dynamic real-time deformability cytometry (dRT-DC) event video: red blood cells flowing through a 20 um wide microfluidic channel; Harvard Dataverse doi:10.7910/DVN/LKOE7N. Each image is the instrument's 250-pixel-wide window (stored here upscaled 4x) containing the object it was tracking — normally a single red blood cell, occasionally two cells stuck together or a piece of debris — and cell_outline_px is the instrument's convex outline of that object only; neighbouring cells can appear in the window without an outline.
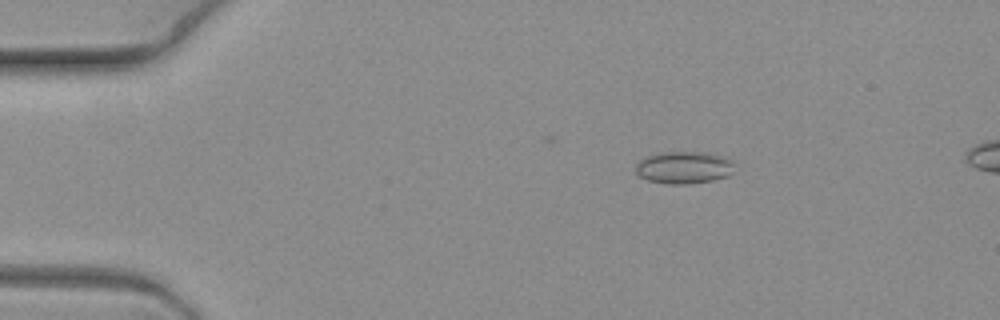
{"species": "common noctule bat (a hibernating species)", "species_latin": "Nyctalus noctula", "temperature_condition": "warm", "stored_images_in_passage": 7, "camera_frame_rate_fps": 3000, "um_per_image_px": 0.085, "animal": {"sex": "female", "body_mass_g": 19.3, "forearm_length_mm": 54.1}, "frame": {"image": 1, "passage_image": 3, "time_ms": 0.667, "image_size_px": [1000, 320], "cell_outline_px": [[732, 164], [728, 176], [712, 180], [684, 184], [672, 184], [648, 180], [640, 176], [636, 172], [636, 164], [640, 160], [656, 152], [696, 152], [720, 156], [732, 160]], "centroid_in_image_um": [58.07, 14.23], "position_along_channel_um": 26.9, "area_um2": 18.09}}
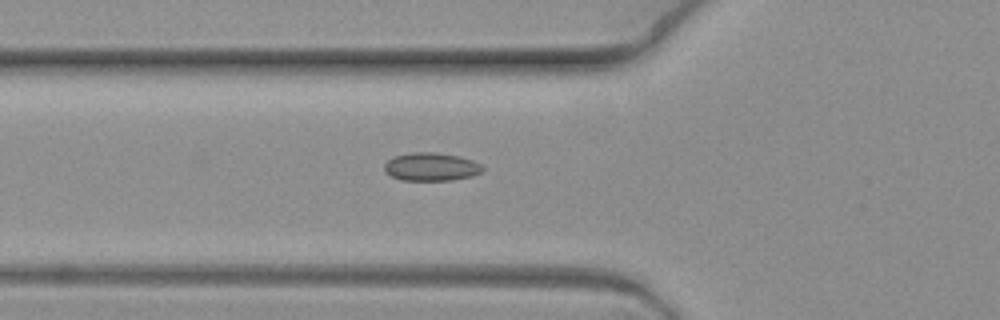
{"frame": {"image": 2, "passage_image": 7, "time_ms": 2.0, "image_size_px": [1000, 320], "cell_outline_px": [[484, 168], [480, 172], [472, 176], [452, 180], [400, 180], [384, 172], [384, 164], [392, 156], [412, 152], [436, 152], [460, 156], [472, 160], [480, 164]], "centroid_in_image_um": [36.62, 14.17], "position_along_channel_um": 89.2, "area_um2": 16.24}}